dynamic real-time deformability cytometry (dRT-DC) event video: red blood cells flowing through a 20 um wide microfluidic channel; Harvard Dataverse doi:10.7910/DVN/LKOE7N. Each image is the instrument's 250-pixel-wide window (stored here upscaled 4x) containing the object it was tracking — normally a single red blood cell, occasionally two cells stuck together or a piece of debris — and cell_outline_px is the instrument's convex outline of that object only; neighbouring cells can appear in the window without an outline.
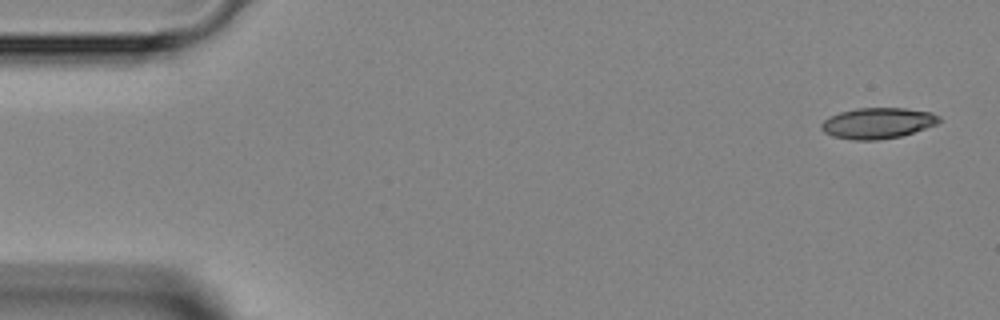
{"species": "Egyptian fruit bat (a non-hibernating species)", "species_latin": "Rousettus aegyptiacus", "temperature_condition": "room temperature", "stored_images_in_passage": 3, "segment_of_instrument_passage": [2, 2], "camera_frame_rate_fps": 3000, "um_per_image_px": 0.085, "animal": {"sex": "female"}, "frame": {"image": 1, "passage_image": 3, "time_ms": 3.333, "image_size_px": [1000, 320], "cell_outline_px": [[940, 120], [936, 124], [900, 136], [876, 140], [856, 140], [832, 136], [824, 132], [820, 128], [820, 124], [824, 120], [840, 112], [856, 108], [904, 108], [932, 112], [940, 116]], "centroid_in_image_um": [74.58, 10.46], "position_along_channel_um": 10.4, "area_um2": 20.98}}